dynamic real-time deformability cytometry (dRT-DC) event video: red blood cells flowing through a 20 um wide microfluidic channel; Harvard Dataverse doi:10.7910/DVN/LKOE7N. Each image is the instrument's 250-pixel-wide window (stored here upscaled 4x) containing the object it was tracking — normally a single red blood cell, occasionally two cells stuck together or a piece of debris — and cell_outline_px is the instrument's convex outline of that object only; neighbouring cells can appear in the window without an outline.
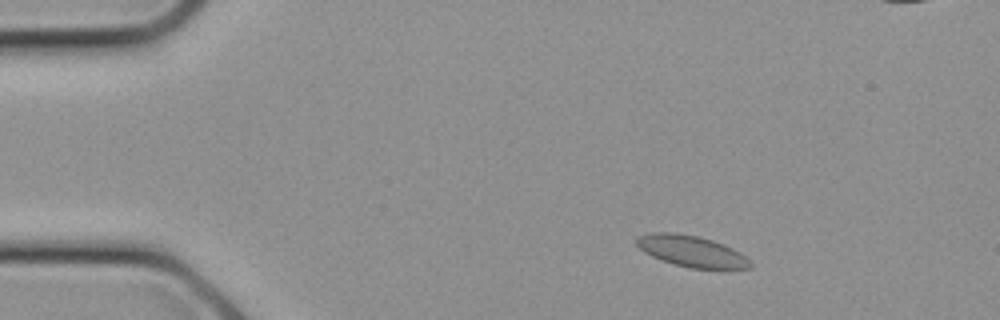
{"species": "common noctule bat (a hibernating species)", "species_latin": "Nyctalus noctula", "temperature_condition": "cold", "stored_images_in_passage": 9, "camera_frame_rate_fps": 3000, "um_per_image_px": 0.085, "animal": {"sex": "female", "body_mass_g": 21.9}, "frame": {"image": 1, "passage_image": 2, "time_ms": 0.333, "image_size_px": [1000, 320], "cell_outline_px": [[752, 268], [688, 268], [652, 256], [644, 252], [636, 244], [636, 236], [648, 232], [676, 232], [696, 236], [712, 240], [724, 244], [740, 252], [752, 264]], "centroid_in_image_um": [58.74, 21.33], "position_along_channel_um": 26.3, "area_um2": 20.52}}
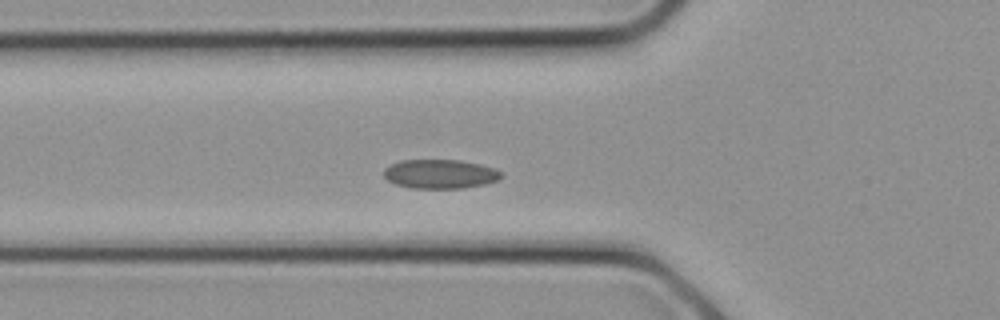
{"frame": {"image": 2, "passage_image": 7, "time_ms": 2.0, "image_size_px": [1000, 320], "cell_outline_px": [[504, 176], [496, 180], [484, 184], [464, 188], [412, 188], [396, 184], [388, 180], [384, 176], [384, 168], [388, 164], [400, 160], [460, 160], [480, 164], [496, 168]], "centroid_in_image_um": [37.39, 14.78], "position_along_channel_um": 88.4, "area_um2": 20.0}}
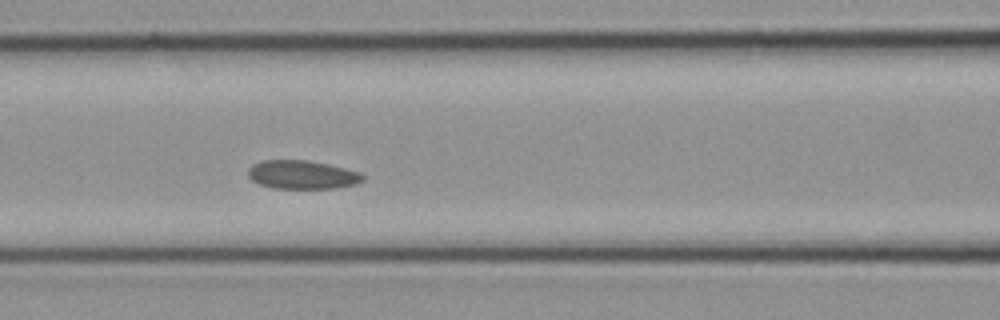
{"frame": {"image": 3, "passage_image": 9, "time_ms": 2.667, "image_size_px": [1000, 320], "cell_outline_px": [[364, 180], [356, 184], [336, 188], [272, 188], [260, 184], [252, 180], [248, 176], [248, 168], [252, 164], [264, 160], [308, 160], [328, 164], [360, 172], [364, 176]], "centroid_in_image_um": [25.68, 14.85], "position_along_channel_um": 140.9, "area_um2": 19.13}}